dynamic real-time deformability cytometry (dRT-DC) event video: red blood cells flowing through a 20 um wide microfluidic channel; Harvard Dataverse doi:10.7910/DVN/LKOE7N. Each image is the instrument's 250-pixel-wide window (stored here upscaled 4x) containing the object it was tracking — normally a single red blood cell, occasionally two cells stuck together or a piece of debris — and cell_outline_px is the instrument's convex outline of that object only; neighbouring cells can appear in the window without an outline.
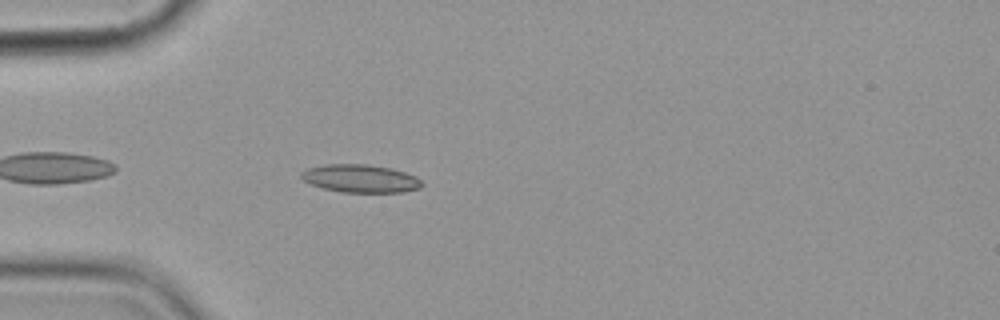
{"species": "common noctule bat (a hibernating species)", "species_latin": "Nyctalus noctula", "temperature_condition": "cold", "stored_images_in_passage": 5, "camera_frame_rate_fps": 3000, "um_per_image_px": 0.085, "animal": {"sex": "female", "body_mass_g": 19.9}, "frame": {"image": 1, "passage_image": 5, "time_ms": 5.0, "image_size_px": [1000, 320], "cell_outline_px": [[424, 184], [420, 188], [404, 192], [340, 192], [324, 188], [312, 184], [304, 180], [300, 176], [300, 172], [308, 168], [324, 164], [364, 164], [392, 168], [416, 176]], "centroid_in_image_um": [30.65, 15.17], "position_along_channel_um": 54.4, "area_um2": 19.65}}